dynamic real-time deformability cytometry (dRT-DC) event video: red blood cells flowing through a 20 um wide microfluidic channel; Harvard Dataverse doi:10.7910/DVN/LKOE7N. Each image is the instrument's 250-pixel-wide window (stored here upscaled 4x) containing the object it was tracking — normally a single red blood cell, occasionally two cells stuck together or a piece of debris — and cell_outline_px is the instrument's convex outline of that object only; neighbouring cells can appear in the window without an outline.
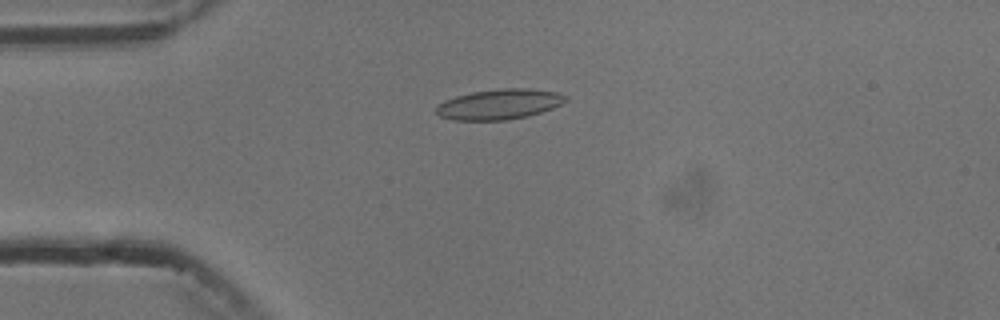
{"species": "common noctule bat (a hibernating species)", "species_latin": "Nyctalus noctula", "temperature_condition": "cold", "stored_images_in_passage": 9, "camera_frame_rate_fps": 3000, "um_per_image_px": 0.085, "animal": {"sex": "male", "body_mass_g": 13.3}, "frame": {"image": 1, "passage_image": 4, "time_ms": 3.667, "image_size_px": [1000, 320], "cell_outline_px": [[568, 100], [552, 108], [528, 116], [508, 120], [452, 120], [440, 116], [436, 112], [436, 104], [444, 100], [456, 96], [472, 92], [500, 88], [532, 88], [556, 92], [568, 96]], "centroid_in_image_um": [42.43, 8.85], "position_along_channel_um": 42.6, "area_um2": 23.0}}
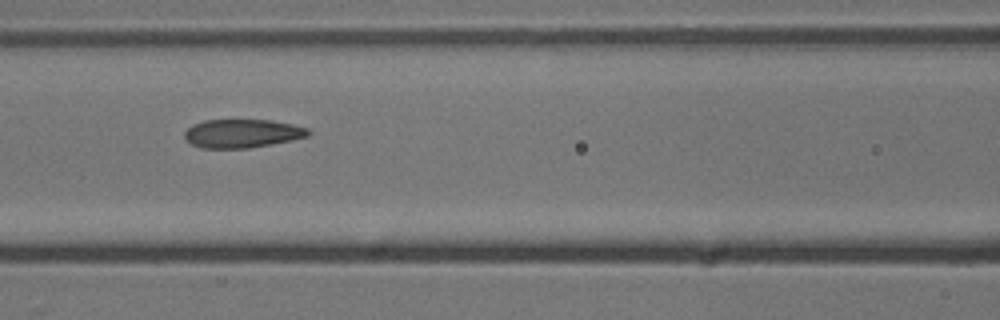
{"frame": {"image": 2, "passage_image": 7, "time_ms": 7.0, "image_size_px": [1000, 320], "cell_outline_px": [[312, 132], [308, 136], [292, 140], [248, 148], [200, 148], [184, 140], [184, 132], [192, 124], [204, 120], [272, 120], [292, 124], [308, 128]], "centroid_in_image_um": [20.57, 11.34], "position_along_channel_um": 146.0, "area_um2": 20.69}}
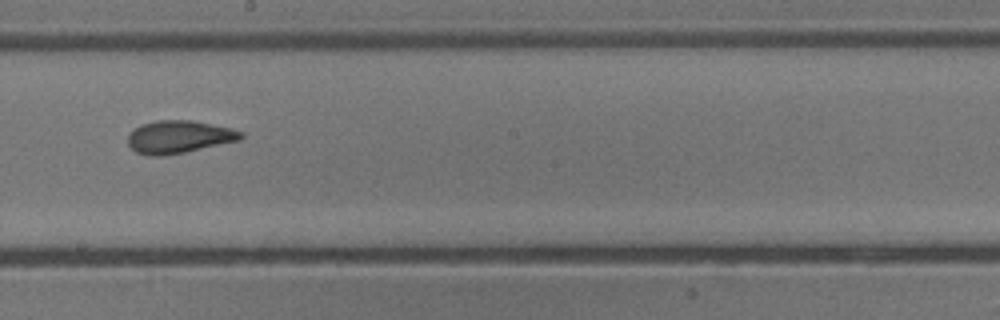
{"frame": {"image": 3, "passage_image": 9, "time_ms": 9.333, "image_size_px": [1000, 320], "cell_outline_px": [[244, 136], [240, 140], [184, 152], [164, 156], [148, 156], [136, 152], [128, 144], [128, 132], [140, 124], [156, 120], [192, 120], [232, 128], [244, 132]], "centroid_in_image_um": [15.19, 11.63], "position_along_channel_um": 233.0, "area_um2": 21.73}}